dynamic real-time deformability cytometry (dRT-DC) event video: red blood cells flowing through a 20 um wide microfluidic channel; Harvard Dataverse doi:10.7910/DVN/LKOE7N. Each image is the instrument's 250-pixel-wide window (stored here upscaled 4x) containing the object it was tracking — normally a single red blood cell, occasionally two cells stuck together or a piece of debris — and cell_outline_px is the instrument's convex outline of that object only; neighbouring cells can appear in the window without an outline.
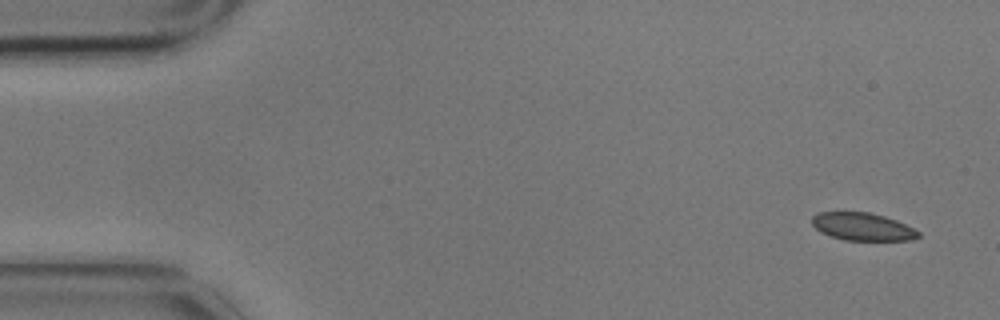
{"species": "common noctule bat (a hibernating species)", "species_latin": "Nyctalus noctula", "temperature_condition": "cold", "stored_images_in_passage": 5, "camera_frame_rate_fps": 3000, "um_per_image_px": 0.085, "animal": {"sex": "male", "body_mass_g": 17.9}, "frame": {"image": 1, "passage_image": 1, "time_ms": 0.0, "image_size_px": [1000, 320], "cell_outline_px": [[920, 236], [912, 240], [844, 240], [820, 232], [812, 224], [812, 216], [816, 212], [868, 212], [884, 216], [896, 220], [920, 232]], "centroid_in_image_um": [73.29, 19.26], "position_along_channel_um": 11.7, "area_um2": 17.11}}
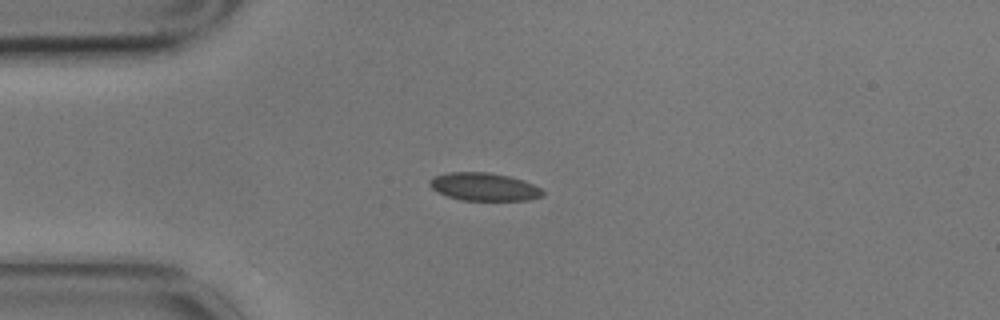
{"frame": {"image": 2, "passage_image": 4, "time_ms": 1.0, "image_size_px": [1000, 320], "cell_outline_px": [[544, 196], [528, 200], [460, 200], [448, 196], [432, 188], [428, 184], [428, 180], [432, 176], [448, 172], [488, 172], [508, 176], [524, 180], [540, 188], [544, 192]], "centroid_in_image_um": [41.13, 15.87], "position_along_channel_um": 43.9, "area_um2": 18.44}}